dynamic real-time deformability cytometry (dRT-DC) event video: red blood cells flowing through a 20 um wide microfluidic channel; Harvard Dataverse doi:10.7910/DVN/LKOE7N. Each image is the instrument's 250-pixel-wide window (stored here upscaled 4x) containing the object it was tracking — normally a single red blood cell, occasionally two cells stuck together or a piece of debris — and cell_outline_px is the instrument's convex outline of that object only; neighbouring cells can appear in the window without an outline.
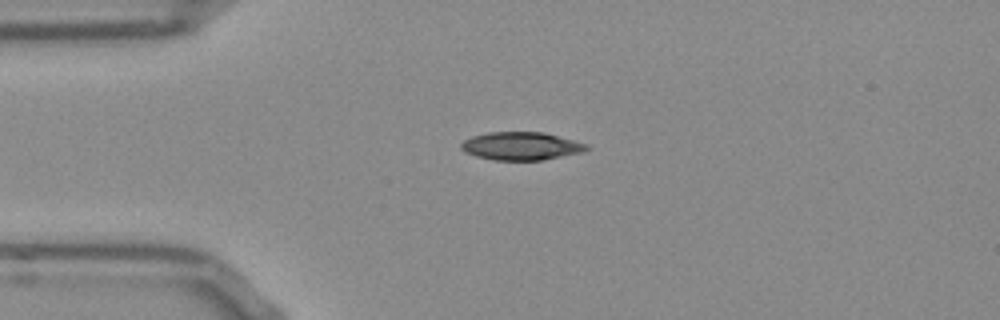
{"species": "Egyptian fruit bat (a non-hibernating species)", "species_latin": "Rousettus aegyptiacus", "temperature_condition": "room temperature", "stored_images_in_passage": 41, "camera_frame_rate_fps": 3000, "um_per_image_px": 0.085, "frame": {"image": 1, "passage_image": 1, "time_ms": 0.0, "image_size_px": [1000, 320], "cell_outline_px": [[588, 148], [580, 152], [540, 160], [492, 160], [476, 156], [464, 152], [460, 148], [460, 144], [464, 140], [472, 136], [488, 132], [544, 132], [588, 144]], "centroid_in_image_um": [44.23, 12.41], "position_along_channel_um": 40.8, "area_um2": 20.35}}
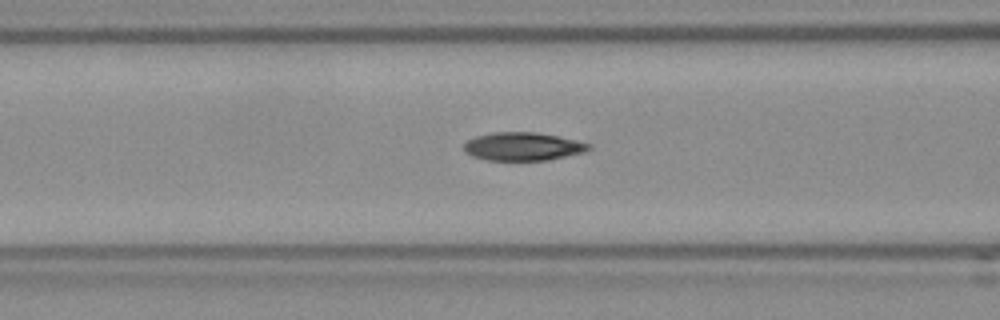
{"frame": {"image": 2, "passage_image": 9, "time_ms": 2.667, "image_size_px": [1000, 320], "cell_outline_px": [[592, 148], [584, 152], [548, 160], [488, 160], [472, 156], [464, 152], [464, 144], [468, 140], [476, 136], [492, 132], [536, 132], [560, 136], [592, 144]], "centroid_in_image_um": [44.46, 12.44], "position_along_channel_um": 122.1, "area_um2": 20.63}}
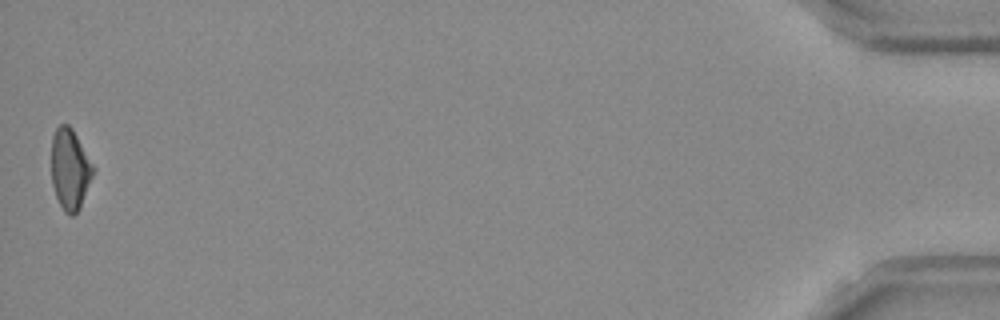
{"frame": {"image": 3, "passage_image": 41, "time_ms": 13.333, "image_size_px": [1000, 320], "cell_outline_px": [[96, 168], [80, 208], [72, 216], [68, 216], [64, 212], [56, 196], [52, 184], [52, 136], [56, 128], [60, 124], [68, 124], [72, 128]], "centroid_in_image_um": [5.96, 14.38], "position_along_channel_um": 429.2, "area_um2": 19.77}, "authors_computed_cell_mechanics": {"area_um2": 20.6346, "velocity_mm_per_s": 3.8274, "shape_relaxation_time_tau1_ms": 3.4054, "shape_relaxation_time_tau2_ms": 3.5098, "deformation_change_tau1": 0.1638, "deformation_change_tau2": 0.1025}}